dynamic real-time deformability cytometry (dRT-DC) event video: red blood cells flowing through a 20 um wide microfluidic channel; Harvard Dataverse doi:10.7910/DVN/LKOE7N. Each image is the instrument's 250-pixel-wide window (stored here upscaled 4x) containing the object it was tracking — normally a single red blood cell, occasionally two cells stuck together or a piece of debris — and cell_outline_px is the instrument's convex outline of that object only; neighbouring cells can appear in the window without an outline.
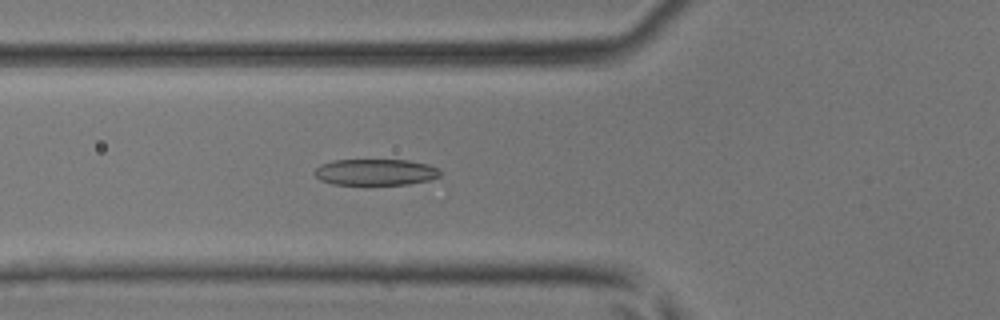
{"species": "common noctule bat (a hibernating species)", "species_latin": "Nyctalus noctula", "temperature_condition": "room temperature", "stored_images_in_passage": 47, "camera_frame_rate_fps": 3000, "um_per_image_px": 0.085, "animal": {"sex": "male", "body_mass_g": 17.9, "forearm_length_mm": 54.2}, "frame": {"image": 1, "passage_image": 17, "time_ms": 5.333, "image_size_px": [1000, 320], "cell_outline_px": [[440, 176], [428, 180], [408, 184], [332, 184], [320, 180], [312, 172], [320, 164], [332, 160], [408, 160], [428, 164], [440, 168]], "centroid_in_image_um": [31.9, 14.62], "position_along_channel_um": 93.9, "area_um2": 19.31}}
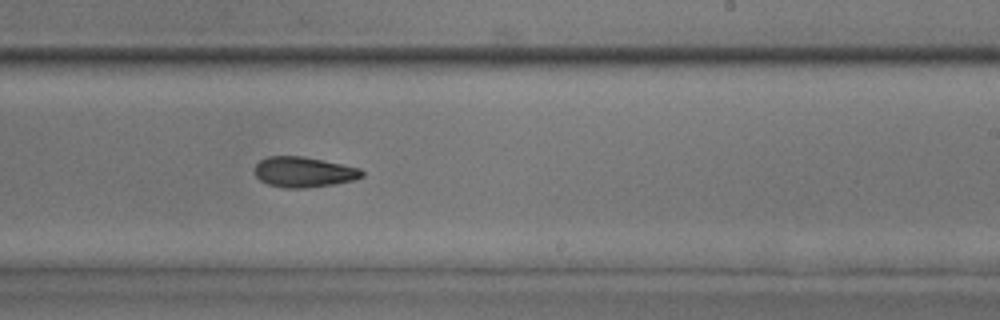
{"frame": {"image": 2, "passage_image": 29, "time_ms": 9.333, "image_size_px": [1000, 320], "cell_outline_px": [[364, 176], [352, 180], [332, 184], [304, 188], [284, 188], [268, 184], [260, 180], [256, 176], [256, 164], [260, 160], [268, 156], [304, 156], [324, 160], [360, 168], [364, 172]], "centroid_in_image_um": [25.82, 14.61], "position_along_channel_um": 263.2, "area_um2": 18.9}}
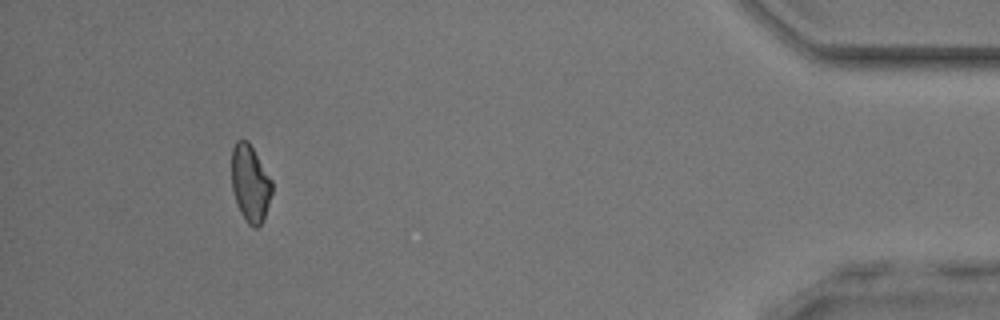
{"frame": {"image": 3, "passage_image": 44, "time_ms": 14.333, "image_size_px": [1000, 320], "cell_outline_px": [[272, 192], [264, 220], [256, 228], [252, 228], [248, 224], [240, 212], [236, 204], [232, 188], [232, 148], [236, 140], [248, 140], [272, 180]], "centroid_in_image_um": [21.27, 15.6], "position_along_channel_um": 413.9, "area_um2": 18.21}, "authors_computed_cell_mechanics": {"area_um2": 19.5942, "velocity_mm_per_s": 4.2444, "shape_relaxation_time_tau1_ms": 2.4049, "shape_relaxation_time_tau2_ms": 3.44, "deformation_change_tau1": 0.1181, "deformation_change_tau2": 0.1098}}